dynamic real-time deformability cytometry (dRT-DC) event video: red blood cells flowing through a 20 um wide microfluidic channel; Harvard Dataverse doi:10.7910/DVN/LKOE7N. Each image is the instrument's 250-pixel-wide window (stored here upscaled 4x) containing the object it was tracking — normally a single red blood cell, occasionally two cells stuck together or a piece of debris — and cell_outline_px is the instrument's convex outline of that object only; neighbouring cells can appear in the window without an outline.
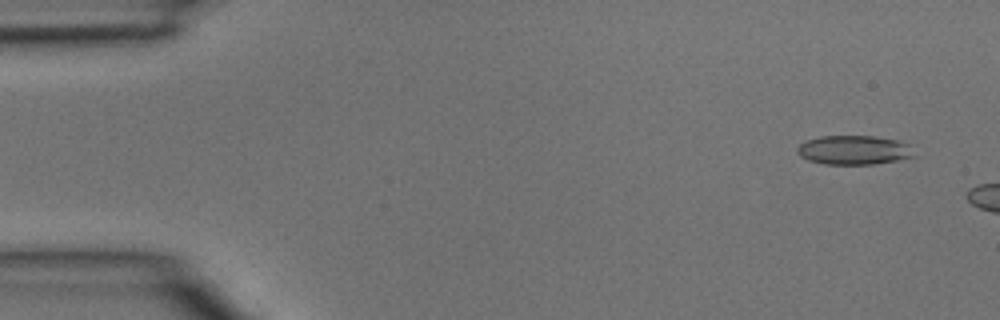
{"species": "common noctule bat (a hibernating species)", "species_latin": "Nyctalus noctula", "temperature_condition": "room temperature", "stored_images_in_passage": 3, "camera_frame_rate_fps": 3000, "um_per_image_px": 0.085, "animal": {"sex": "male", "body_mass_g": 15.6}, "frame": {"image": 1, "passage_image": 1, "time_ms": 0.0, "image_size_px": [1000, 320], "cell_outline_px": [[916, 156], [896, 160], [872, 164], [824, 164], [808, 160], [800, 156], [796, 152], [796, 148], [804, 140], [820, 136], [876, 136], [900, 140], [908, 144]], "centroid_in_image_um": [72.55, 12.74], "position_along_channel_um": 12.4, "area_um2": 20.0}}